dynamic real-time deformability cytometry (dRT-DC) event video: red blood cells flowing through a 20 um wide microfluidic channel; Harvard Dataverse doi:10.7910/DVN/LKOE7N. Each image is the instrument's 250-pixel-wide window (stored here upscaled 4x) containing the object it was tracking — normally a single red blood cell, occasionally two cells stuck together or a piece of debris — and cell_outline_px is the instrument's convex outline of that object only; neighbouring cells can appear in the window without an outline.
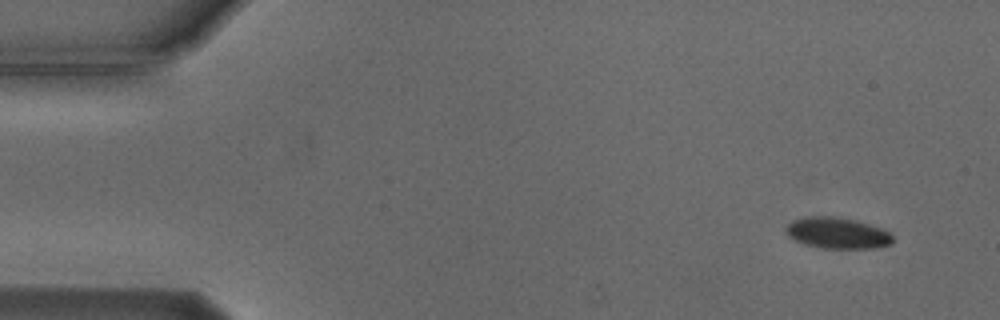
{"species": "Egyptian fruit bat (a non-hibernating species)", "species_latin": "Rousettus aegyptiacus", "temperature_condition": "cold", "stored_images_in_passage": 6, "camera_frame_rate_fps": 3000, "um_per_image_px": 0.085, "animal": {"sex": "male"}, "frame": {"image": 1, "passage_image": 1, "time_ms": 0.0, "image_size_px": [1000, 320], "cell_outline_px": [[892, 244], [876, 248], [820, 248], [804, 244], [788, 236], [784, 232], [784, 228], [792, 220], [808, 216], [832, 216], [856, 220], [880, 228], [888, 232], [892, 236]], "centroid_in_image_um": [71.13, 19.81], "position_along_channel_um": 13.9, "area_um2": 19.42}}
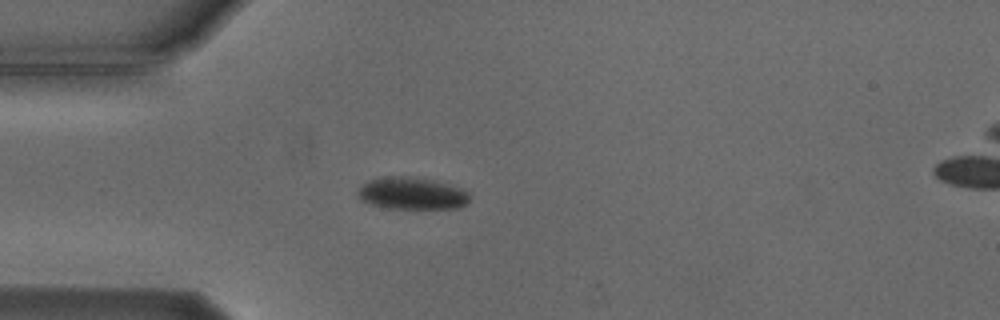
{"frame": {"image": 2, "passage_image": 4, "time_ms": 3.667, "image_size_px": [1000, 320], "cell_outline_px": [[468, 204], [460, 208], [384, 208], [360, 200], [356, 192], [360, 184], [368, 180], [384, 176], [416, 176], [432, 180], [460, 188], [468, 192]], "centroid_in_image_um": [34.95, 16.43], "position_along_channel_um": 50.0, "area_um2": 21.15}}
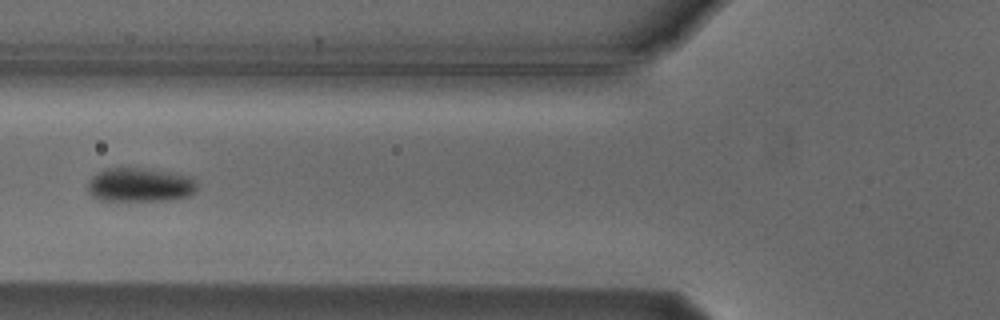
{"frame": {"image": 3, "passage_image": 6, "time_ms": 5.667, "image_size_px": [1000, 320], "cell_outline_px": [[196, 188], [188, 196], [168, 200], [100, 200], [92, 196], [88, 192], [88, 180], [92, 176], [104, 168], [152, 168], [180, 172], [192, 176], [196, 180]], "centroid_in_image_um": [11.92, 15.68], "position_along_channel_um": 113.9, "area_um2": 22.08}}